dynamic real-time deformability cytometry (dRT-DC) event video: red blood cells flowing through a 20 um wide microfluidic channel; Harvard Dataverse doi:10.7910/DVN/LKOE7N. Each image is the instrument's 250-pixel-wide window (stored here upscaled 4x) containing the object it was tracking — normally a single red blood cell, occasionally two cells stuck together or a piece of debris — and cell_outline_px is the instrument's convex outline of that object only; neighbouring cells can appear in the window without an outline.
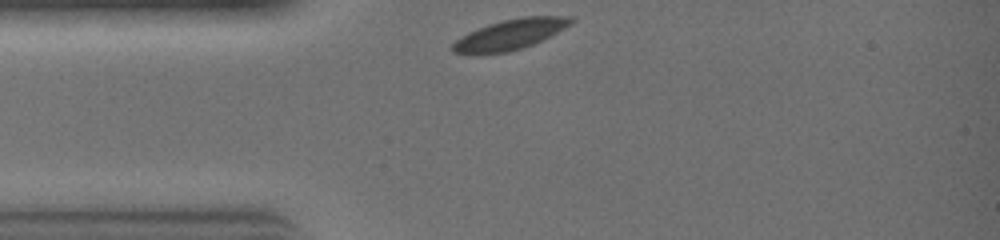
{"species": "common noctule bat (a hibernating species)", "species_latin": "Nyctalus noctula", "temperature_condition": "warm", "stored_images_in_passage": 19, "camera_frame_rate_fps": 3000, "um_per_image_px": 0.085, "animal": {"sex": "female", "body_mass_g": 19.0, "forearm_length_mm": 51.5}, "frame": {"image": 1, "passage_image": 1, "time_ms": 0.0, "image_size_px": [1000, 240], "cell_outline_px": [[576, 20], [556, 32], [532, 44], [508, 52], [452, 52], [448, 48], [456, 40], [468, 32], [488, 24], [504, 20], [524, 16], [572, 16]], "centroid_in_image_um": [43.36, 2.9], "position_along_channel_um": 41.6, "area_um2": 20.23}}
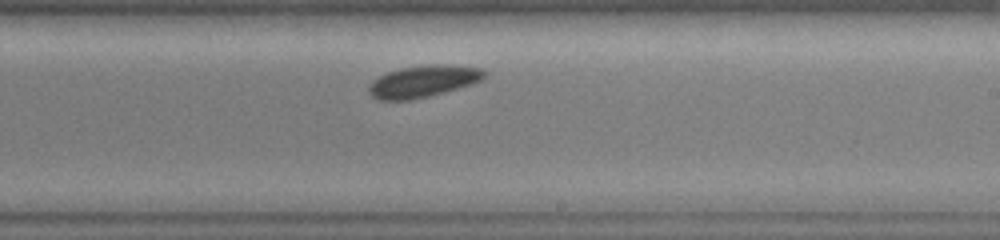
{"frame": {"image": 2, "passage_image": 12, "time_ms": 3.667, "image_size_px": [1000, 240], "cell_outline_px": [[488, 72], [480, 80], [472, 84], [444, 92], [412, 100], [380, 100], [372, 96], [368, 92], [368, 84], [372, 80], [388, 72], [400, 68], [428, 64], [448, 64], [480, 68]], "centroid_in_image_um": [35.95, 6.91], "position_along_channel_um": 253.0, "area_um2": 21.5}}
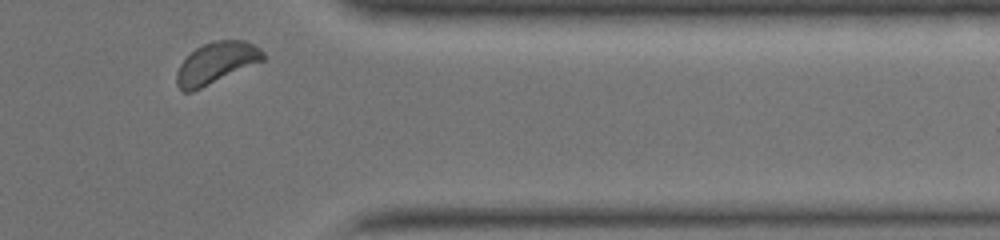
{"frame": {"image": 3, "passage_image": 19, "time_ms": 6.0, "image_size_px": [1000, 240], "cell_outline_px": [[264, 60], [192, 92], [184, 92], [176, 84], [176, 72], [180, 64], [196, 48], [212, 40], [244, 40], [260, 48], [264, 52]], "centroid_in_image_um": [18.37, 5.35], "position_along_channel_um": 393.0, "area_um2": 20.63}}